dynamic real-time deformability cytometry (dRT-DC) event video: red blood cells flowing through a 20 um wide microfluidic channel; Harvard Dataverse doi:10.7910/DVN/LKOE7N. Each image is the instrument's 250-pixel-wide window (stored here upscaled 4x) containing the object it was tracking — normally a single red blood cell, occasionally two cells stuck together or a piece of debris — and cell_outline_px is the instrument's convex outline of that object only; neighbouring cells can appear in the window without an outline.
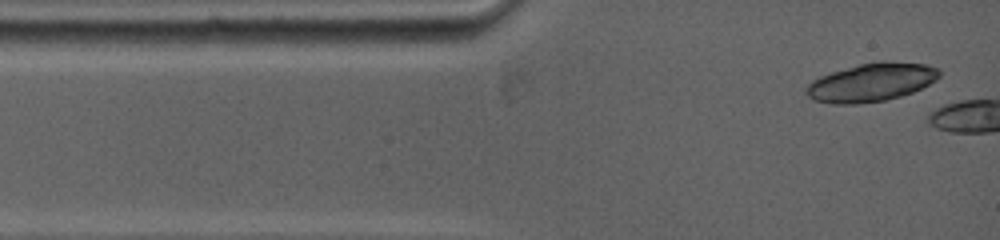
{"species": "common noctule bat (a hibernating species)", "species_latin": "Nyctalus noctula", "temperature_condition": "warm", "stored_images_in_passage": 2, "camera_frame_rate_fps": 5000, "um_per_image_px": 0.085, "animal": {"sex": "female", "body_mass_g": 19.0, "forearm_length_mm": 53.3}, "frame": {"image": 1, "passage_image": 1, "time_ms": 0.0, "image_size_px": [1000, 240], "cell_outline_px": [[940, 76], [936, 80], [912, 92], [900, 96], [884, 100], [856, 104], [832, 104], [816, 100], [808, 96], [804, 92], [808, 84], [812, 80], [820, 76], [832, 72], [860, 64], [880, 60], [884, 60], [928, 64], [936, 68], [940, 72]], "centroid_in_image_um": [74.06, 6.99], "position_along_channel_um": 10.9, "area_um2": 29.65}}